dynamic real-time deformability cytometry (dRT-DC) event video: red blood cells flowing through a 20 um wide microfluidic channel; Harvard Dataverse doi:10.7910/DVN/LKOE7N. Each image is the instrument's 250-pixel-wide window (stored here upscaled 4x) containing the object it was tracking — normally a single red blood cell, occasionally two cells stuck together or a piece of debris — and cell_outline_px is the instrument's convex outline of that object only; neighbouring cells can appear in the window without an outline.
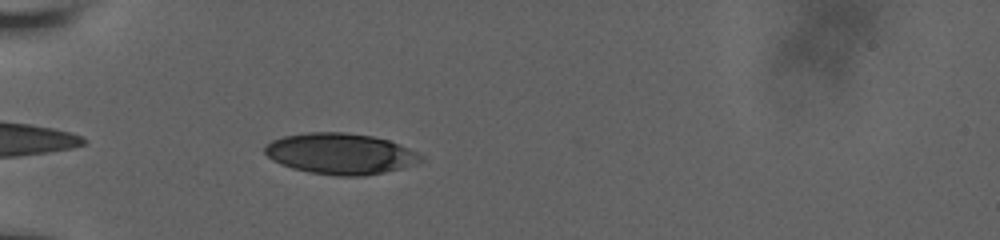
{"species": "human", "species_latin": "Homo sapiens", "temperature_condition": "room temperature", "stored_images_in_passage": 37, "camera_frame_rate_fps": 3000, "um_per_image_px": 0.085, "donor": {"sex": "male"}, "frame": {"image": 1, "passage_image": 3, "time_ms": 0.667, "image_size_px": [1000, 240], "cell_outline_px": [[424, 160], [416, 164], [400, 168], [364, 176], [336, 176], [312, 172], [292, 168], [280, 164], [272, 160], [264, 152], [264, 148], [272, 140], [284, 136], [308, 132], [344, 132], [372, 136], [388, 140], [400, 144], [424, 156]], "centroid_in_image_um": [28.94, 13.06], "position_along_channel_um": 56.1, "area_um2": 37.17}}
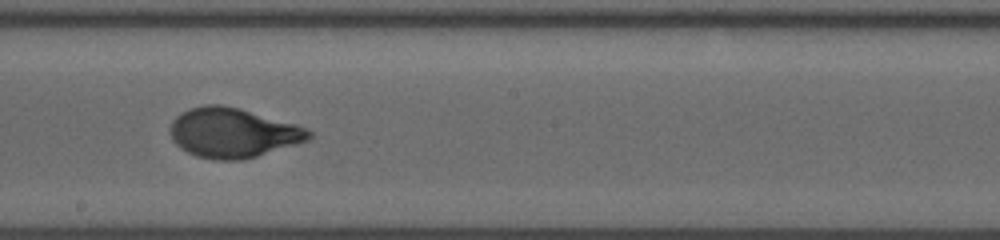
{"frame": {"image": 2, "passage_image": 18, "time_ms": 5.667, "image_size_px": [1000, 240], "cell_outline_px": [[312, 136], [308, 140], [256, 156], [240, 160], [212, 160], [196, 156], [180, 148], [172, 140], [172, 120], [180, 112], [188, 108], [204, 104], [220, 104], [240, 108], [296, 124], [308, 128], [312, 132]], "centroid_in_image_um": [19.78, 11.27], "position_along_channel_um": 228.4, "area_um2": 40.11}}
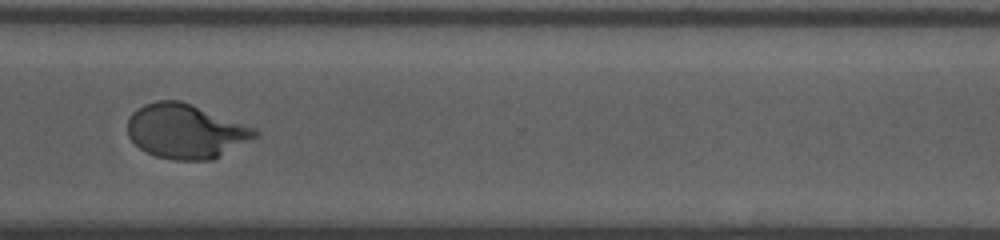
{"frame": {"image": 3, "passage_image": 28, "time_ms": 9.0, "image_size_px": [1000, 240], "cell_outline_px": [[260, 136], [212, 160], [172, 160], [156, 156], [140, 148], [128, 136], [128, 116], [136, 108], [144, 104], [156, 100], [180, 100], [192, 104], [256, 128], [260, 132]], "centroid_in_image_um": [15.81, 11.15], "position_along_channel_um": 354.8, "area_um2": 40.69}, "authors_computed_cell_mechanics": {"area_um2": 39.6508, "velocity_mm_per_s": 3.7925, "shape_relaxation_time_tau1_ms": 3.408, "shape_relaxation_time_tau2_ms": null, "deformation_change_tau1": 0.1887, "deformation_change_tau2": null}}